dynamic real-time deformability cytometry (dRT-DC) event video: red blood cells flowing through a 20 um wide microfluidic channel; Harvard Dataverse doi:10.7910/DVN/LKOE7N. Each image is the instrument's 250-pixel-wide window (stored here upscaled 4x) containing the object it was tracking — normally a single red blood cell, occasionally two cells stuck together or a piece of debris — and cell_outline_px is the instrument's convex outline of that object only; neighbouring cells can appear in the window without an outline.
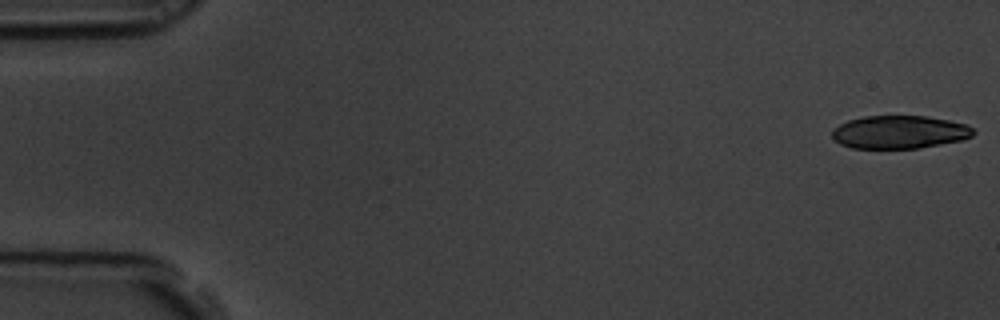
{"species": "common noctule bat (a hibernating species)", "species_latin": "Nyctalus noctula", "temperature_condition": "room temperature", "stored_images_in_passage": 57, "camera_frame_rate_fps": 3000, "um_per_image_px": 0.085, "animal": {"sex": "male", "body_mass_g": 19.5, "forearm_length_mm": 54.6}, "frame": {"image": 1, "passage_image": 1, "time_ms": 0.0, "image_size_px": [1000, 320], "cell_outline_px": [[976, 132], [972, 136], [964, 140], [920, 148], [852, 148], [840, 144], [832, 136], [832, 128], [848, 120], [864, 116], [928, 116], [968, 124]], "centroid_in_image_um": [76.48, 11.22], "position_along_channel_um": 8.5, "area_um2": 27.4}}
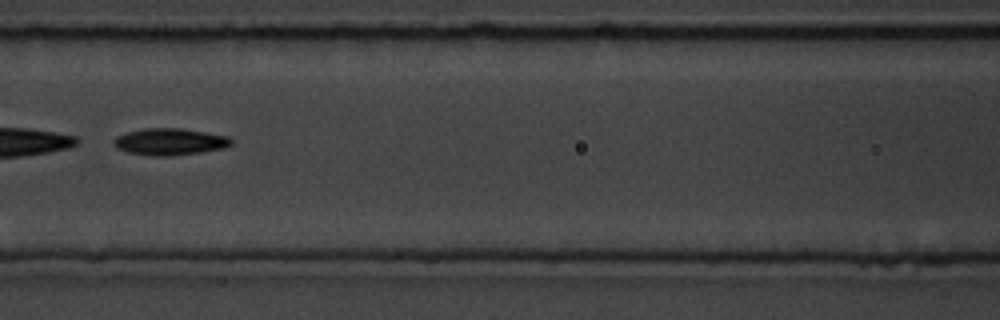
{"frame": {"image": 2, "passage_image": 26, "time_ms": 8.333, "image_size_px": [1000, 320], "cell_outline_px": [[232, 144], [224, 148], [200, 152], [172, 156], [152, 156], [128, 152], [116, 148], [112, 144], [112, 140], [116, 136], [128, 132], [144, 128], [180, 128], [228, 136], [232, 140]], "centroid_in_image_um": [14.4, 12.05], "position_along_channel_um": 152.2, "area_um2": 18.38}, "authors_computed_cell_mechanics": {"area_um2": 27.3972, "velocity_mm_per_s": 3.5135, "shape_relaxation_time_tau1_ms": 2.2008, "shape_relaxation_time_tau2_ms": null, "deformation_change_tau1": 0.1517, "deformation_change_tau2": null}}